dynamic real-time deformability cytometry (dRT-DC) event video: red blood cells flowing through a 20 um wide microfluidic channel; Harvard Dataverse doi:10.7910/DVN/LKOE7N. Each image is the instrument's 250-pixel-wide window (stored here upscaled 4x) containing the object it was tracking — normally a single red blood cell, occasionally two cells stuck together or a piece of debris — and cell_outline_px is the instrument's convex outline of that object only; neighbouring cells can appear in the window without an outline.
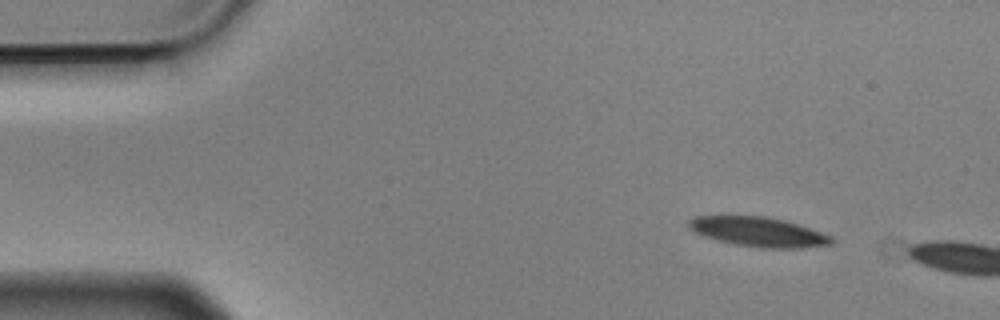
{"species": "Egyptian fruit bat (a non-hibernating species)", "species_latin": "Rousettus aegyptiacus", "temperature_condition": "cold", "stored_images_in_passage": 9, "camera_frame_rate_fps": 3000, "um_per_image_px": 0.085, "animal": {"sex": "male"}, "frame": {"image": 1, "passage_image": 6, "time_ms": 1.667, "image_size_px": [1000, 320], "cell_outline_px": [[836, 240], [832, 244], [800, 248], [760, 248], [736, 244], [704, 236], [688, 228], [688, 220], [696, 216], [764, 216], [784, 220], [832, 236]], "centroid_in_image_um": [64.48, 19.71], "position_along_channel_um": 20.5, "area_um2": 24.33}}